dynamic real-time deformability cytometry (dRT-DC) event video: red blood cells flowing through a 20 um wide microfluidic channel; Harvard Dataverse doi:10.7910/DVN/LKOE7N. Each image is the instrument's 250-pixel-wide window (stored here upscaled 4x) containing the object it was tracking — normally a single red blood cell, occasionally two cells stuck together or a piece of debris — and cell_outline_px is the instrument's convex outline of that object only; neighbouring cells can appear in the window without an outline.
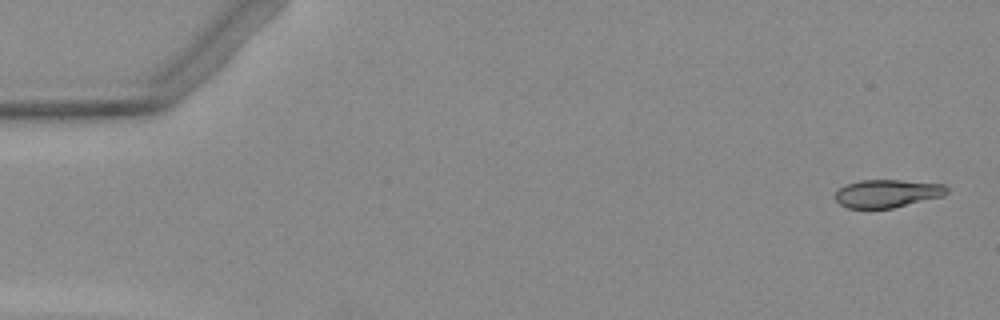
{"species": "Egyptian fruit bat (a non-hibernating species)", "species_latin": "Rousettus aegyptiacus", "temperature_condition": "warm", "stored_images_in_passage": 5, "camera_frame_rate_fps": 3000, "um_per_image_px": 0.085, "animal": {"sex": "female"}, "frame": {"image": 1, "passage_image": 1, "time_ms": 0.0, "image_size_px": [1000, 320], "cell_outline_px": [[948, 192], [944, 196], [892, 208], [848, 208], [840, 204], [836, 200], [836, 192], [840, 188], [848, 184], [860, 180], [900, 180], [944, 184], [948, 188]], "centroid_in_image_um": [75.45, 16.44], "position_along_channel_um": 9.5, "area_um2": 18.09}}
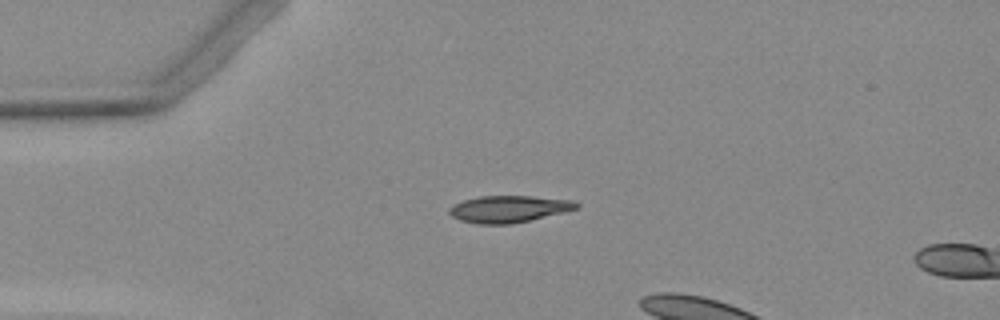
{"frame": {"image": 2, "passage_image": 4, "time_ms": 3.667, "image_size_px": [1000, 320], "cell_outline_px": [[580, 208], [564, 212], [512, 224], [476, 224], [460, 220], [452, 216], [448, 212], [448, 208], [452, 204], [464, 200], [480, 196], [532, 196], [576, 200], [580, 204]], "centroid_in_image_um": [43.26, 17.76], "position_along_channel_um": 41.7, "area_um2": 20.11}}